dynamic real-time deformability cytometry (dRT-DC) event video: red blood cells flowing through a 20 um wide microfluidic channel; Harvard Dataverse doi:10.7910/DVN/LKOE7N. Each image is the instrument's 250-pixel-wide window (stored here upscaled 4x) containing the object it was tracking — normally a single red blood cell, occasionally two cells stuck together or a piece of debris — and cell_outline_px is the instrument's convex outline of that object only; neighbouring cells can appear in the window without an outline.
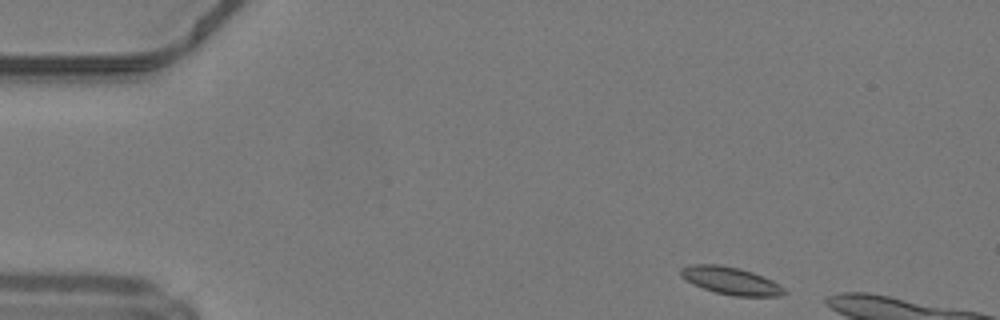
{"species": "common noctule bat (a hibernating species)", "species_latin": "Nyctalus noctula", "temperature_condition": "warm", "stored_images_in_passage": 9, "camera_frame_rate_fps": 3000, "um_per_image_px": 0.085, "animal": {"sex": "male", "body_mass_g": 19.2, "forearm_length_mm": 51.8}, "frame": {"image": 1, "passage_image": 1, "time_ms": 0.0, "image_size_px": [1000, 320], "cell_outline_px": [[788, 292], [780, 296], [736, 296], [716, 292], [704, 288], [680, 276], [680, 268], [692, 264], [720, 264], [740, 268], [752, 272], [772, 280], [784, 288]], "centroid_in_image_um": [62.14, 23.85], "position_along_channel_um": 22.9, "area_um2": 16.42}}